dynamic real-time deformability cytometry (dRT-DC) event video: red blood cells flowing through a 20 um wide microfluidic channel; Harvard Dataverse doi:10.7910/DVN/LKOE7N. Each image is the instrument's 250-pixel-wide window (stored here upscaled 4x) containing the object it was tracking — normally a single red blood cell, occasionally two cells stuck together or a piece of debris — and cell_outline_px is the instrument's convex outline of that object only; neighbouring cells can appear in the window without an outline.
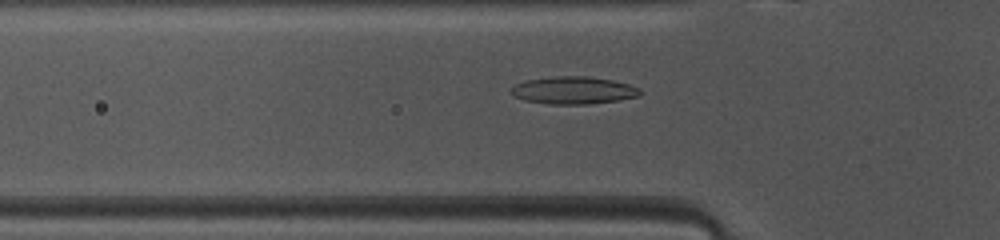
{"species": "common noctule bat (a hibernating species)", "species_latin": "Nyctalus noctula", "temperature_condition": "warm", "stored_images_in_passage": 27, "camera_frame_rate_fps": 3000, "um_per_image_px": 0.085, "animal": {"sex": "female", "body_mass_g": 10.0, "forearm_length_mm": 53.1}, "frame": {"image": 1, "passage_image": 13, "time_ms": 4.0, "image_size_px": [1000, 240], "cell_outline_px": [[640, 96], [620, 100], [588, 104], [548, 104], [524, 100], [516, 96], [512, 92], [512, 88], [516, 84], [524, 80], [552, 76], [588, 76], [612, 80], [628, 84], [640, 88]], "centroid_in_image_um": [48.77, 7.67], "position_along_channel_um": 77.0, "area_um2": 20.63}}
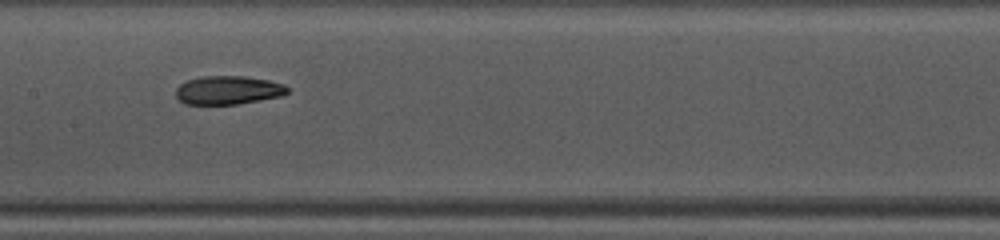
{"frame": {"image": 2, "passage_image": 21, "time_ms": 6.667, "image_size_px": [1000, 240], "cell_outline_px": [[288, 92], [280, 96], [236, 104], [184, 104], [176, 96], [176, 88], [180, 84], [188, 80], [200, 76], [244, 76], [268, 80], [284, 84], [288, 88]], "centroid_in_image_um": [19.36, 7.65], "position_along_channel_um": 188.0, "area_um2": 18.44}}
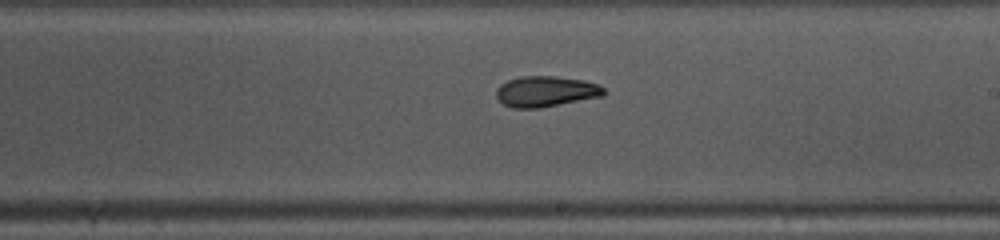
{"frame": {"image": 3, "passage_image": 25, "time_ms": 8.0, "image_size_px": [1000, 240], "cell_outline_px": [[604, 96], [540, 108], [512, 108], [504, 104], [496, 96], [496, 88], [500, 84], [508, 80], [520, 76], [556, 76], [584, 80], [600, 84], [604, 88]], "centroid_in_image_um": [46.4, 7.77], "position_along_channel_um": 242.6, "area_um2": 19.42}}